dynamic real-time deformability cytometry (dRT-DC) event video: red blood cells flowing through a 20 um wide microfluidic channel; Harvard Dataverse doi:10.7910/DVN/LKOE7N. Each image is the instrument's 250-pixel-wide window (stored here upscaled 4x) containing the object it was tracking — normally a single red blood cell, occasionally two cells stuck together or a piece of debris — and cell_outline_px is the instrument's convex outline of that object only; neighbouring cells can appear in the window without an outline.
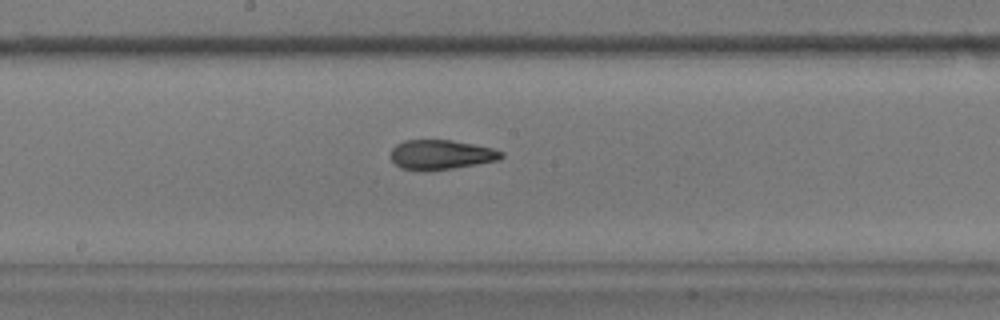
{"species": "common noctule bat (a hibernating species)", "species_latin": "Nyctalus noctula", "temperature_condition": "warm", "stored_images_in_passage": 42, "camera_frame_rate_fps": 3000, "um_per_image_px": 0.085, "animal": {"sex": "male", "body_mass_g": 17.9}, "frame": {"image": 1, "passage_image": 30, "time_ms": 9.667, "image_size_px": [1000, 320], "cell_outline_px": [[504, 156], [500, 160], [452, 168], [424, 172], [400, 168], [392, 160], [392, 148], [396, 144], [404, 140], [452, 140], [492, 148], [504, 152]], "centroid_in_image_um": [37.49, 13.16], "position_along_channel_um": 210.7, "area_um2": 19.19}}
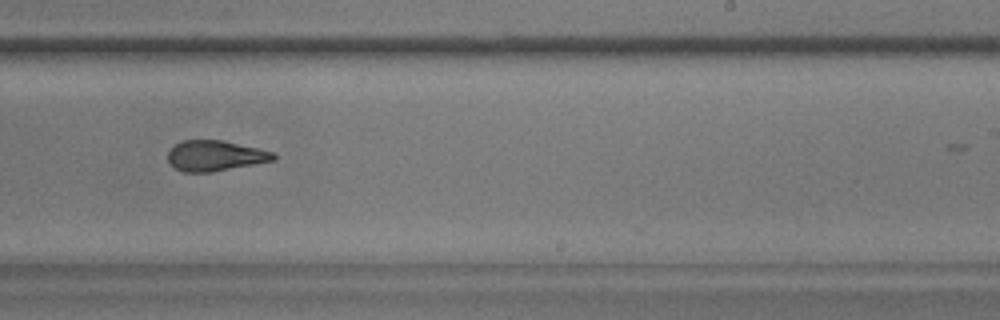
{"frame": {"image": 2, "passage_image": 35, "time_ms": 11.333, "image_size_px": [1000, 320], "cell_outline_px": [[276, 160], [212, 172], [184, 172], [176, 168], [168, 160], [168, 152], [176, 144], [184, 140], [224, 140], [260, 148], [276, 152]], "centroid_in_image_um": [18.35, 13.23], "position_along_channel_um": 270.6, "area_um2": 18.84}}